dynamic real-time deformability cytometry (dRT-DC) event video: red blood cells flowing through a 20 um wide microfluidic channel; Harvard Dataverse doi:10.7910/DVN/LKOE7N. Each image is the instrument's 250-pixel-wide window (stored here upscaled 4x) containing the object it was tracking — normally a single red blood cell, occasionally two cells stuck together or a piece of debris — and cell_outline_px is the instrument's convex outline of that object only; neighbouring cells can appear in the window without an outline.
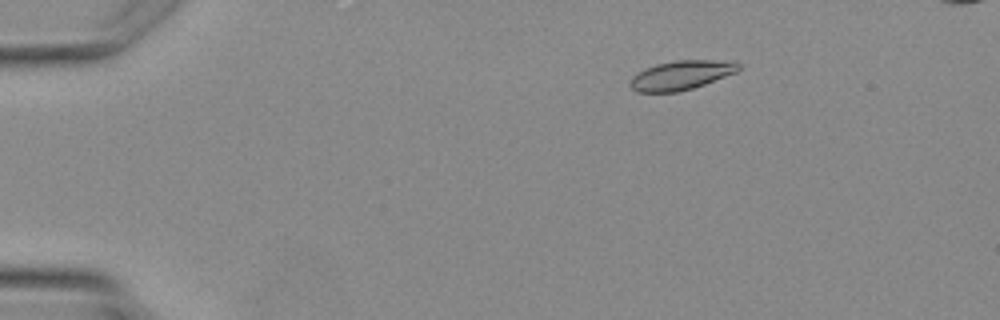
{"species": "Egyptian fruit bat (a non-hibernating species)", "species_latin": "Rousettus aegyptiacus", "temperature_condition": "warm", "stored_images_in_passage": 2, "camera_frame_rate_fps": 3000, "um_per_image_px": 0.085, "animal": {"sex": "female"}, "frame": {"image": 1, "passage_image": 1, "time_ms": 0.0, "image_size_px": [1000, 320], "cell_outline_px": [[740, 68], [736, 72], [704, 84], [692, 88], [676, 92], [636, 92], [628, 84], [632, 76], [644, 68], [656, 64], [676, 60], [712, 60], [740, 64]], "centroid_in_image_um": [57.82, 6.4], "position_along_channel_um": 27.2, "area_um2": 18.21}}